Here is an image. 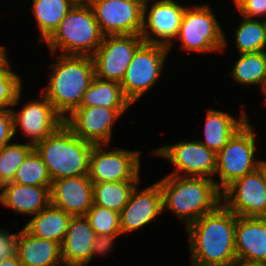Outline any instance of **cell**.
<instances>
[{"mask_svg":"<svg viewBox=\"0 0 266 266\" xmlns=\"http://www.w3.org/2000/svg\"><path fill=\"white\" fill-rule=\"evenodd\" d=\"M237 215L224 204L186 227L191 260L206 266H228L236 259Z\"/></svg>","mask_w":266,"mask_h":266,"instance_id":"obj_1","label":"cell"},{"mask_svg":"<svg viewBox=\"0 0 266 266\" xmlns=\"http://www.w3.org/2000/svg\"><path fill=\"white\" fill-rule=\"evenodd\" d=\"M163 209L183 219L186 227L222 204V192L215 180L206 177L169 174L159 182Z\"/></svg>","mask_w":266,"mask_h":266,"instance_id":"obj_2","label":"cell"},{"mask_svg":"<svg viewBox=\"0 0 266 266\" xmlns=\"http://www.w3.org/2000/svg\"><path fill=\"white\" fill-rule=\"evenodd\" d=\"M49 75L44 95L65 119L80 106L83 95L95 78L91 56L59 54Z\"/></svg>","mask_w":266,"mask_h":266,"instance_id":"obj_3","label":"cell"},{"mask_svg":"<svg viewBox=\"0 0 266 266\" xmlns=\"http://www.w3.org/2000/svg\"><path fill=\"white\" fill-rule=\"evenodd\" d=\"M93 145L82 140L63 123L34 148L40 154L53 182L65 177L89 175Z\"/></svg>","mask_w":266,"mask_h":266,"instance_id":"obj_4","label":"cell"},{"mask_svg":"<svg viewBox=\"0 0 266 266\" xmlns=\"http://www.w3.org/2000/svg\"><path fill=\"white\" fill-rule=\"evenodd\" d=\"M103 38L89 3L78 1L45 42L52 54L60 48V54L92 56Z\"/></svg>","mask_w":266,"mask_h":266,"instance_id":"obj_5","label":"cell"},{"mask_svg":"<svg viewBox=\"0 0 266 266\" xmlns=\"http://www.w3.org/2000/svg\"><path fill=\"white\" fill-rule=\"evenodd\" d=\"M253 126L247 121L217 153L216 172L220 176L218 189L223 192L235 180L249 174L265 161L254 159L256 139Z\"/></svg>","mask_w":266,"mask_h":266,"instance_id":"obj_6","label":"cell"},{"mask_svg":"<svg viewBox=\"0 0 266 266\" xmlns=\"http://www.w3.org/2000/svg\"><path fill=\"white\" fill-rule=\"evenodd\" d=\"M217 17L209 6L186 7L182 16L177 38L186 51L204 54L222 52L226 47V38Z\"/></svg>","mask_w":266,"mask_h":266,"instance_id":"obj_7","label":"cell"},{"mask_svg":"<svg viewBox=\"0 0 266 266\" xmlns=\"http://www.w3.org/2000/svg\"><path fill=\"white\" fill-rule=\"evenodd\" d=\"M169 51L166 46L145 42L136 50L120 83L131 104L157 82Z\"/></svg>","mask_w":266,"mask_h":266,"instance_id":"obj_8","label":"cell"},{"mask_svg":"<svg viewBox=\"0 0 266 266\" xmlns=\"http://www.w3.org/2000/svg\"><path fill=\"white\" fill-rule=\"evenodd\" d=\"M222 202L237 216L266 218V161L222 192Z\"/></svg>","mask_w":266,"mask_h":266,"instance_id":"obj_9","label":"cell"},{"mask_svg":"<svg viewBox=\"0 0 266 266\" xmlns=\"http://www.w3.org/2000/svg\"><path fill=\"white\" fill-rule=\"evenodd\" d=\"M104 36L140 35L144 4L137 0H88Z\"/></svg>","mask_w":266,"mask_h":266,"instance_id":"obj_10","label":"cell"},{"mask_svg":"<svg viewBox=\"0 0 266 266\" xmlns=\"http://www.w3.org/2000/svg\"><path fill=\"white\" fill-rule=\"evenodd\" d=\"M144 43L141 35L104 36L91 56L95 77L121 83L136 50Z\"/></svg>","mask_w":266,"mask_h":266,"instance_id":"obj_11","label":"cell"},{"mask_svg":"<svg viewBox=\"0 0 266 266\" xmlns=\"http://www.w3.org/2000/svg\"><path fill=\"white\" fill-rule=\"evenodd\" d=\"M103 146L93 145L90 153L89 178L92 182L140 180L139 151H106Z\"/></svg>","mask_w":266,"mask_h":266,"instance_id":"obj_12","label":"cell"},{"mask_svg":"<svg viewBox=\"0 0 266 266\" xmlns=\"http://www.w3.org/2000/svg\"><path fill=\"white\" fill-rule=\"evenodd\" d=\"M156 156L167 158L175 166L171 173L178 176L206 177L213 179L217 154L199 140L181 141L154 151ZM183 172V175H181Z\"/></svg>","mask_w":266,"mask_h":266,"instance_id":"obj_13","label":"cell"},{"mask_svg":"<svg viewBox=\"0 0 266 266\" xmlns=\"http://www.w3.org/2000/svg\"><path fill=\"white\" fill-rule=\"evenodd\" d=\"M127 108L79 106L64 119V124L82 140L108 145L113 124Z\"/></svg>","mask_w":266,"mask_h":266,"instance_id":"obj_14","label":"cell"},{"mask_svg":"<svg viewBox=\"0 0 266 266\" xmlns=\"http://www.w3.org/2000/svg\"><path fill=\"white\" fill-rule=\"evenodd\" d=\"M148 3L149 0L144 4L140 35L145 43L163 45L170 50L174 44L172 39L177 38L186 7H182L174 0H158L148 11ZM154 35L157 38L153 37Z\"/></svg>","mask_w":266,"mask_h":266,"instance_id":"obj_15","label":"cell"},{"mask_svg":"<svg viewBox=\"0 0 266 266\" xmlns=\"http://www.w3.org/2000/svg\"><path fill=\"white\" fill-rule=\"evenodd\" d=\"M14 135L18 126L23 134L29 137V144L36 146L49 135L54 133L63 123L64 119L56 112L46 96L42 101H30L21 111L12 110Z\"/></svg>","mask_w":266,"mask_h":266,"instance_id":"obj_16","label":"cell"},{"mask_svg":"<svg viewBox=\"0 0 266 266\" xmlns=\"http://www.w3.org/2000/svg\"><path fill=\"white\" fill-rule=\"evenodd\" d=\"M137 188H134L128 203L119 213L121 234L142 228L164 211L158 182L141 191Z\"/></svg>","mask_w":266,"mask_h":266,"instance_id":"obj_17","label":"cell"},{"mask_svg":"<svg viewBox=\"0 0 266 266\" xmlns=\"http://www.w3.org/2000/svg\"><path fill=\"white\" fill-rule=\"evenodd\" d=\"M51 204L72 216H85L93 204L89 175L65 177L52 182Z\"/></svg>","mask_w":266,"mask_h":266,"instance_id":"obj_18","label":"cell"},{"mask_svg":"<svg viewBox=\"0 0 266 266\" xmlns=\"http://www.w3.org/2000/svg\"><path fill=\"white\" fill-rule=\"evenodd\" d=\"M95 235L86 216H72L60 245L63 265L87 266L90 263Z\"/></svg>","mask_w":266,"mask_h":266,"instance_id":"obj_19","label":"cell"},{"mask_svg":"<svg viewBox=\"0 0 266 266\" xmlns=\"http://www.w3.org/2000/svg\"><path fill=\"white\" fill-rule=\"evenodd\" d=\"M237 258L266 262V218L237 216Z\"/></svg>","mask_w":266,"mask_h":266,"instance_id":"obj_20","label":"cell"},{"mask_svg":"<svg viewBox=\"0 0 266 266\" xmlns=\"http://www.w3.org/2000/svg\"><path fill=\"white\" fill-rule=\"evenodd\" d=\"M0 189V203L20 214L36 215L51 203V186L20 185L8 182Z\"/></svg>","mask_w":266,"mask_h":266,"instance_id":"obj_21","label":"cell"},{"mask_svg":"<svg viewBox=\"0 0 266 266\" xmlns=\"http://www.w3.org/2000/svg\"><path fill=\"white\" fill-rule=\"evenodd\" d=\"M16 255L22 266L63 265L59 243L34 237L24 228L17 233Z\"/></svg>","mask_w":266,"mask_h":266,"instance_id":"obj_22","label":"cell"},{"mask_svg":"<svg viewBox=\"0 0 266 266\" xmlns=\"http://www.w3.org/2000/svg\"><path fill=\"white\" fill-rule=\"evenodd\" d=\"M242 112L240 118L236 119L222 111L208 110L204 127L205 140L199 141L217 154L248 121L246 112Z\"/></svg>","mask_w":266,"mask_h":266,"instance_id":"obj_23","label":"cell"},{"mask_svg":"<svg viewBox=\"0 0 266 266\" xmlns=\"http://www.w3.org/2000/svg\"><path fill=\"white\" fill-rule=\"evenodd\" d=\"M24 226V229L37 238L53 240L62 244L72 215L53 206L51 203Z\"/></svg>","mask_w":266,"mask_h":266,"instance_id":"obj_24","label":"cell"},{"mask_svg":"<svg viewBox=\"0 0 266 266\" xmlns=\"http://www.w3.org/2000/svg\"><path fill=\"white\" fill-rule=\"evenodd\" d=\"M78 0H33L34 14L40 31L39 41H46Z\"/></svg>","mask_w":266,"mask_h":266,"instance_id":"obj_25","label":"cell"},{"mask_svg":"<svg viewBox=\"0 0 266 266\" xmlns=\"http://www.w3.org/2000/svg\"><path fill=\"white\" fill-rule=\"evenodd\" d=\"M131 102L125 97L117 81L94 78L83 95L80 106H102L109 108H128Z\"/></svg>","mask_w":266,"mask_h":266,"instance_id":"obj_26","label":"cell"},{"mask_svg":"<svg viewBox=\"0 0 266 266\" xmlns=\"http://www.w3.org/2000/svg\"><path fill=\"white\" fill-rule=\"evenodd\" d=\"M139 181L93 182V203L120 213Z\"/></svg>","mask_w":266,"mask_h":266,"instance_id":"obj_27","label":"cell"},{"mask_svg":"<svg viewBox=\"0 0 266 266\" xmlns=\"http://www.w3.org/2000/svg\"><path fill=\"white\" fill-rule=\"evenodd\" d=\"M231 76L241 85H261L263 90L266 84V50L256 53H242L235 62Z\"/></svg>","mask_w":266,"mask_h":266,"instance_id":"obj_28","label":"cell"},{"mask_svg":"<svg viewBox=\"0 0 266 266\" xmlns=\"http://www.w3.org/2000/svg\"><path fill=\"white\" fill-rule=\"evenodd\" d=\"M241 20L235 32V42L240 54L264 51L266 49V30L263 21L245 17Z\"/></svg>","mask_w":266,"mask_h":266,"instance_id":"obj_29","label":"cell"},{"mask_svg":"<svg viewBox=\"0 0 266 266\" xmlns=\"http://www.w3.org/2000/svg\"><path fill=\"white\" fill-rule=\"evenodd\" d=\"M20 185L52 186V179L40 154L34 148L18 167L11 181Z\"/></svg>","mask_w":266,"mask_h":266,"instance_id":"obj_30","label":"cell"},{"mask_svg":"<svg viewBox=\"0 0 266 266\" xmlns=\"http://www.w3.org/2000/svg\"><path fill=\"white\" fill-rule=\"evenodd\" d=\"M33 149L29 143H9L0 149V187L13 180L16 170Z\"/></svg>","mask_w":266,"mask_h":266,"instance_id":"obj_31","label":"cell"},{"mask_svg":"<svg viewBox=\"0 0 266 266\" xmlns=\"http://www.w3.org/2000/svg\"><path fill=\"white\" fill-rule=\"evenodd\" d=\"M95 234L118 236L121 234L119 213L98 205L92 207L85 215Z\"/></svg>","mask_w":266,"mask_h":266,"instance_id":"obj_32","label":"cell"},{"mask_svg":"<svg viewBox=\"0 0 266 266\" xmlns=\"http://www.w3.org/2000/svg\"><path fill=\"white\" fill-rule=\"evenodd\" d=\"M22 87L21 78L11 70L10 62L0 69V109L19 105Z\"/></svg>","mask_w":266,"mask_h":266,"instance_id":"obj_33","label":"cell"},{"mask_svg":"<svg viewBox=\"0 0 266 266\" xmlns=\"http://www.w3.org/2000/svg\"><path fill=\"white\" fill-rule=\"evenodd\" d=\"M242 17L253 19L256 16L266 17V0H234Z\"/></svg>","mask_w":266,"mask_h":266,"instance_id":"obj_34","label":"cell"},{"mask_svg":"<svg viewBox=\"0 0 266 266\" xmlns=\"http://www.w3.org/2000/svg\"><path fill=\"white\" fill-rule=\"evenodd\" d=\"M14 136L11 109H0V149L9 144Z\"/></svg>","mask_w":266,"mask_h":266,"instance_id":"obj_35","label":"cell"},{"mask_svg":"<svg viewBox=\"0 0 266 266\" xmlns=\"http://www.w3.org/2000/svg\"><path fill=\"white\" fill-rule=\"evenodd\" d=\"M17 233H9L0 227V261L16 255Z\"/></svg>","mask_w":266,"mask_h":266,"instance_id":"obj_36","label":"cell"},{"mask_svg":"<svg viewBox=\"0 0 266 266\" xmlns=\"http://www.w3.org/2000/svg\"><path fill=\"white\" fill-rule=\"evenodd\" d=\"M117 238V236H111L106 234H96L95 238L92 243V252H91V258L92 260L94 255H105L107 252L111 251V248H113V242L114 239Z\"/></svg>","mask_w":266,"mask_h":266,"instance_id":"obj_37","label":"cell"},{"mask_svg":"<svg viewBox=\"0 0 266 266\" xmlns=\"http://www.w3.org/2000/svg\"><path fill=\"white\" fill-rule=\"evenodd\" d=\"M231 265L232 266H266V262L237 258Z\"/></svg>","mask_w":266,"mask_h":266,"instance_id":"obj_38","label":"cell"},{"mask_svg":"<svg viewBox=\"0 0 266 266\" xmlns=\"http://www.w3.org/2000/svg\"><path fill=\"white\" fill-rule=\"evenodd\" d=\"M0 266H22L17 255L11 256L9 258H4L0 261Z\"/></svg>","mask_w":266,"mask_h":266,"instance_id":"obj_39","label":"cell"},{"mask_svg":"<svg viewBox=\"0 0 266 266\" xmlns=\"http://www.w3.org/2000/svg\"><path fill=\"white\" fill-rule=\"evenodd\" d=\"M6 52L5 47L0 46V69H3L9 63Z\"/></svg>","mask_w":266,"mask_h":266,"instance_id":"obj_40","label":"cell"},{"mask_svg":"<svg viewBox=\"0 0 266 266\" xmlns=\"http://www.w3.org/2000/svg\"><path fill=\"white\" fill-rule=\"evenodd\" d=\"M190 266H206V265H202V264L196 263V262L191 260V265Z\"/></svg>","mask_w":266,"mask_h":266,"instance_id":"obj_41","label":"cell"},{"mask_svg":"<svg viewBox=\"0 0 266 266\" xmlns=\"http://www.w3.org/2000/svg\"><path fill=\"white\" fill-rule=\"evenodd\" d=\"M262 91L264 92V95L266 96V84H265ZM264 105L266 106V97H265Z\"/></svg>","mask_w":266,"mask_h":266,"instance_id":"obj_42","label":"cell"},{"mask_svg":"<svg viewBox=\"0 0 266 266\" xmlns=\"http://www.w3.org/2000/svg\"><path fill=\"white\" fill-rule=\"evenodd\" d=\"M140 1L141 3L145 4L148 0H137Z\"/></svg>","mask_w":266,"mask_h":266,"instance_id":"obj_43","label":"cell"},{"mask_svg":"<svg viewBox=\"0 0 266 266\" xmlns=\"http://www.w3.org/2000/svg\"><path fill=\"white\" fill-rule=\"evenodd\" d=\"M264 21H263V24H264V27H265V30H266V17H264Z\"/></svg>","mask_w":266,"mask_h":266,"instance_id":"obj_44","label":"cell"}]
</instances>
